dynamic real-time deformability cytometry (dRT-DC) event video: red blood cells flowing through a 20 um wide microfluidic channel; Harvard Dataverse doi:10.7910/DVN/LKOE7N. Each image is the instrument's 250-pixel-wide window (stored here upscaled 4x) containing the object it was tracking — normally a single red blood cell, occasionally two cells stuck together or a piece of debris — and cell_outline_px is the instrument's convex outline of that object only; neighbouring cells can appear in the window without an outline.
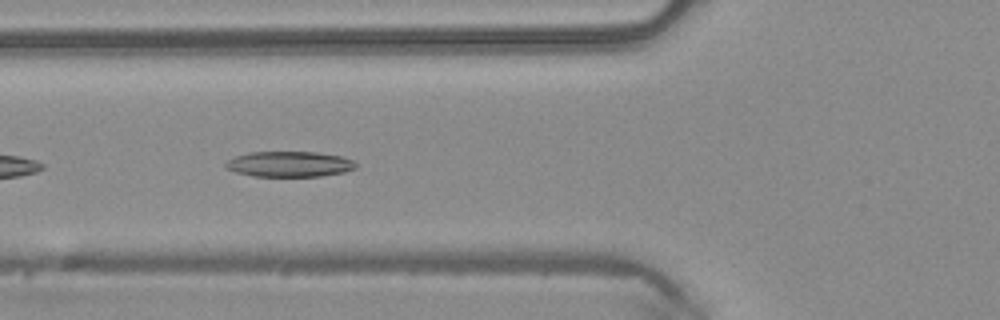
{"species": "common noctule bat (a hibernating species)", "species_latin": "Nyctalus noctula", "temperature_condition": "warm", "stored_images_in_passage": 15, "camera_frame_rate_fps": 3000, "um_per_image_px": 0.085, "animal": {"sex": "male", "body_mass_g": 20.4}, "frame": {"image": 1, "passage_image": 5, "time_ms": 1.333, "image_size_px": [1000, 320], "cell_outline_px": [[356, 168], [344, 172], [320, 176], [252, 176], [236, 172], [224, 168], [224, 164], [228, 160], [236, 156], [248, 152], [316, 152], [344, 156], [352, 160], [356, 164]], "centroid_in_image_um": [24.59, 13.94], "position_along_channel_um": 101.2, "area_um2": 19.42}}